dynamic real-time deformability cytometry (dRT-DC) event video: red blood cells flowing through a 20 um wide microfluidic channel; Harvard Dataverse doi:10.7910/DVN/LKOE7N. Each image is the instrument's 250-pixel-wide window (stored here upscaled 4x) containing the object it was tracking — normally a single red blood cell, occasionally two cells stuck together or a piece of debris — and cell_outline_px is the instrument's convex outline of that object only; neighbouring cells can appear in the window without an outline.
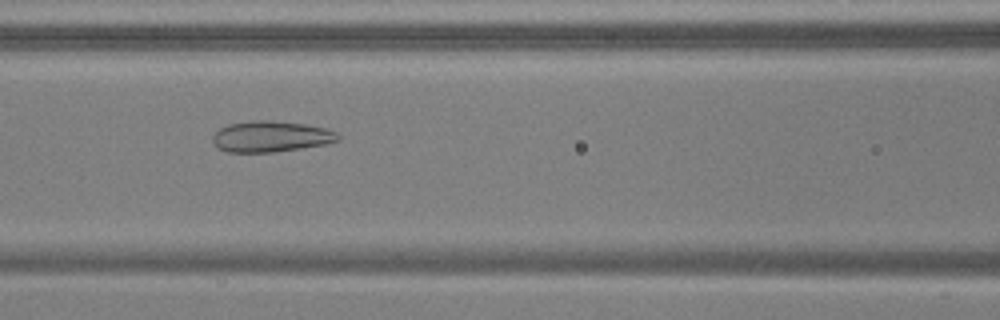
{"species": "common noctule bat (a hibernating species)", "species_latin": "Nyctalus noctula", "temperature_condition": "warm", "stored_images_in_passage": 54, "camera_frame_rate_fps": 3000, "um_per_image_px": 0.085, "animal": {"sex": "male", "body_mass_g": 17.9, "forearm_length_mm": 54.2}, "frame": {"image": 1, "passage_image": 24, "time_ms": 7.667, "image_size_px": [1000, 320], "cell_outline_px": [[340, 140], [324, 144], [300, 148], [272, 152], [228, 152], [220, 148], [212, 140], [212, 136], [220, 128], [228, 124], [252, 120], [268, 120], [304, 124], [324, 128], [336, 132], [340, 136]], "centroid_in_image_um": [23.02, 11.59], "position_along_channel_um": 143.6, "area_um2": 22.37}}
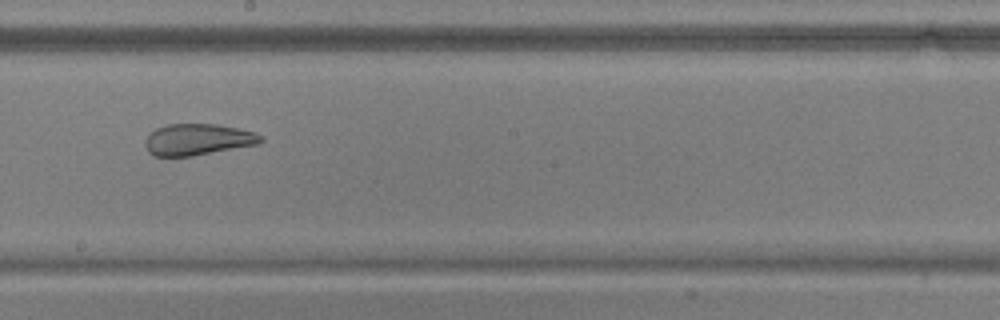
{"frame": {"image": 2, "passage_image": 31, "time_ms": 10.0, "image_size_px": [1000, 320], "cell_outline_px": [[264, 140], [260, 144], [192, 156], [152, 156], [148, 152], [144, 144], [144, 140], [156, 128], [168, 124], [216, 124], [256, 132]], "centroid_in_image_um": [16.81, 11.86], "position_along_channel_um": 231.4, "area_um2": 21.21}}
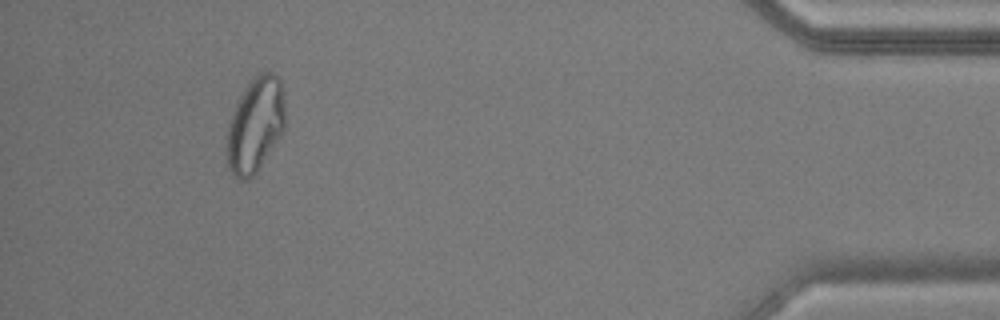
{"frame": {"image": 3, "passage_image": 50, "time_ms": 16.333, "image_size_px": [1000, 320], "cell_outline_px": [[284, 132], [256, 172], [248, 180], [240, 180], [228, 168], [224, 152], [224, 148], [228, 124], [232, 112], [244, 88], [252, 76], [256, 72], [268, 68], [280, 76], [284, 92]], "centroid_in_image_um": [21.69, 10.55], "position_along_channel_um": 413.5, "area_um2": 33.41}, "authors_computed_cell_mechanics": {"area_um2": 29.9693, "velocity_mm_per_s": 3.7782, "shape_relaxation_time_tau1_ms": null, "shape_relaxation_time_tau2_ms": 1.5873, "deformation_change_tau1": null, "deformation_change_tau2": 0.0765}}